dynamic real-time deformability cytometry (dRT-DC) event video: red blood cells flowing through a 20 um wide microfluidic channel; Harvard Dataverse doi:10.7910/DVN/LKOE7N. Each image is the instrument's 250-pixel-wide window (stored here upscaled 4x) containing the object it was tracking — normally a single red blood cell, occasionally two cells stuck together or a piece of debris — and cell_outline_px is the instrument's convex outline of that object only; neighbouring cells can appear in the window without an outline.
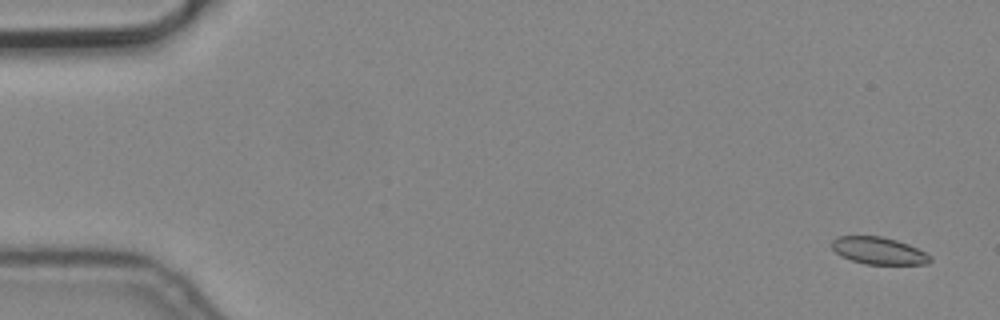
{"species": "common noctule bat (a hibernating species)", "species_latin": "Nyctalus noctula", "temperature_condition": "cold", "stored_images_in_passage": 6, "camera_frame_rate_fps": 3000, "um_per_image_px": 0.085, "animal": {"sex": "male", "body_mass_g": 19.2, "forearm_length_mm": 51.8}, "frame": {"image": 1, "passage_image": 1, "time_ms": 0.0, "image_size_px": [1000, 320], "cell_outline_px": [[932, 260], [928, 264], [864, 264], [840, 256], [832, 248], [832, 240], [836, 236], [880, 236], [896, 240], [908, 244], [932, 256]], "centroid_in_image_um": [74.68, 21.31], "position_along_channel_um": 10.3, "area_um2": 15.55}}
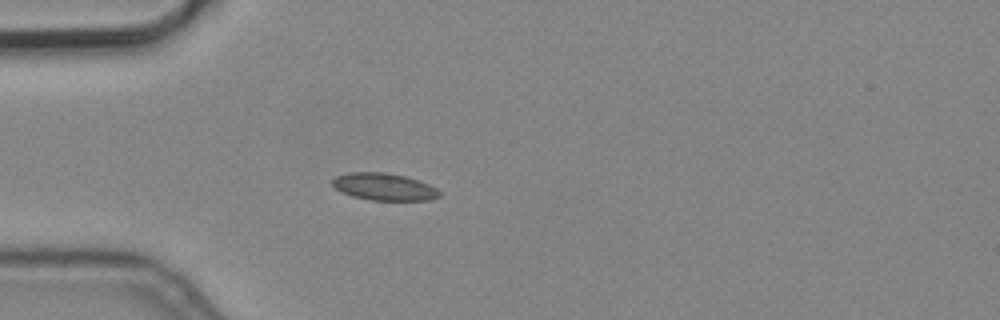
{"frame": {"image": 2, "passage_image": 5, "time_ms": 1.333, "image_size_px": [1000, 320], "cell_outline_px": [[440, 196], [428, 200], [368, 200], [352, 196], [336, 188], [332, 184], [332, 180], [336, 176], [348, 172], [388, 172], [404, 176], [428, 184], [436, 188], [440, 192]], "centroid_in_image_um": [32.63, 15.87], "position_along_channel_um": 52.4, "area_um2": 16.82}}